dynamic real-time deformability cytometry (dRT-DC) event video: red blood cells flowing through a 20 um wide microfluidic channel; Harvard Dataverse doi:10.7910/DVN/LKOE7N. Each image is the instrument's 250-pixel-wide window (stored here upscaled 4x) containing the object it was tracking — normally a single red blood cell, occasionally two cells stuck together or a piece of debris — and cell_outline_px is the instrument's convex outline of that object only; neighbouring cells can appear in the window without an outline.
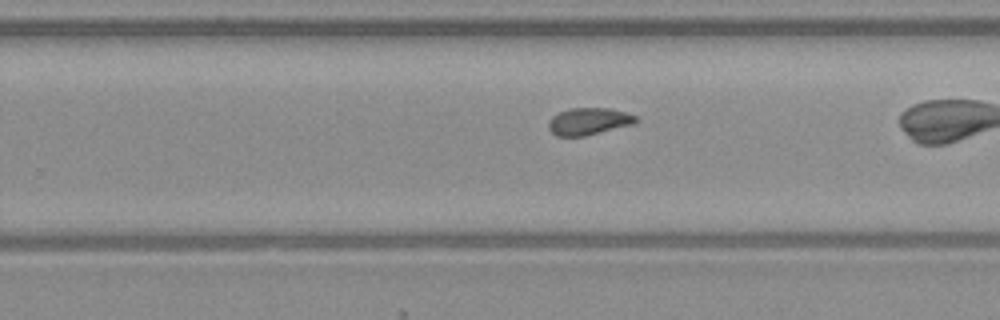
{"species": "common noctule bat (a hibernating species)", "species_latin": "Nyctalus noctula", "temperature_condition": "warm", "stored_images_in_passage": 26, "camera_frame_rate_fps": 3000, "um_per_image_px": 0.085, "animal": {"sex": "male", "body_mass_g": 23.1, "forearm_length_mm": 52.7}, "frame": {"image": 1, "passage_image": 19, "time_ms": 6.0, "image_size_px": [1000, 320], "cell_outline_px": [[640, 120], [632, 124], [584, 136], [556, 136], [548, 128], [548, 124], [552, 116], [560, 112], [572, 108], [608, 108], [624, 112], [636, 116]], "centroid_in_image_um": [50.03, 10.31], "position_along_channel_um": 279.8, "area_um2": 13.58}}
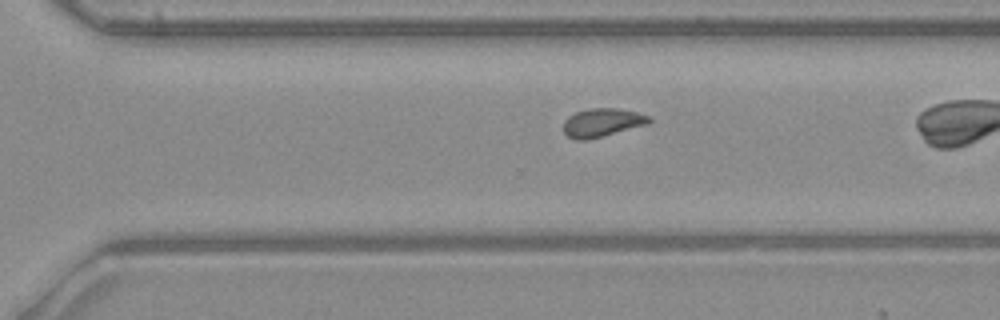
{"frame": {"image": 2, "passage_image": 22, "time_ms": 7.0, "image_size_px": [1000, 320], "cell_outline_px": [[652, 120], [648, 124], [588, 140], [576, 140], [568, 136], [564, 132], [564, 120], [568, 116], [576, 112], [588, 108], [620, 108], [636, 112], [648, 116]], "centroid_in_image_um": [51.17, 10.41], "position_along_channel_um": 319.4, "area_um2": 14.22}}